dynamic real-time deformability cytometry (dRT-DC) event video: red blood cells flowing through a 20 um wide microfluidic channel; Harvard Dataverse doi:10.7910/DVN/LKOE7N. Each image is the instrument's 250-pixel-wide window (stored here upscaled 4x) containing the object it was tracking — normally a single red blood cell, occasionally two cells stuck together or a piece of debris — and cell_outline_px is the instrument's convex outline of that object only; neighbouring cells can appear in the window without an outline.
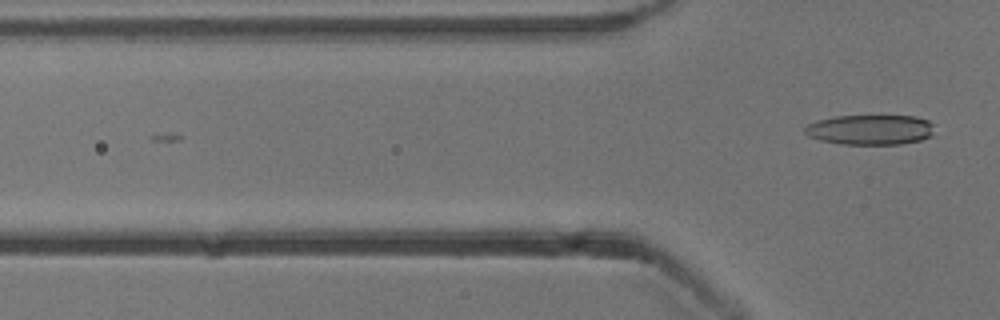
{"species": "common noctule bat (a hibernating species)", "species_latin": "Nyctalus noctula", "temperature_condition": "cold", "stored_images_in_passage": 10, "camera_frame_rate_fps": 3000, "um_per_image_px": 0.085, "animal": {"sex": "male", "body_mass_g": 13.3}, "frame": {"image": 1, "passage_image": 10, "time_ms": 3.0, "image_size_px": [1000, 320], "cell_outline_px": [[932, 136], [920, 140], [900, 144], [840, 144], [820, 140], [808, 136], [804, 132], [804, 128], [808, 124], [816, 120], [832, 116], [916, 116], [928, 120], [932, 124]], "centroid_in_image_um": [73.94, 11.02], "position_along_channel_um": 51.9, "area_um2": 22.77}}